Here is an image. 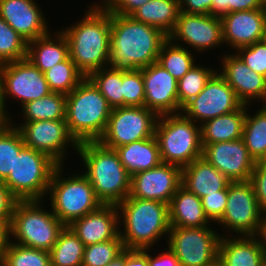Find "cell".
Wrapping results in <instances>:
<instances>
[{
  "mask_svg": "<svg viewBox=\"0 0 266 266\" xmlns=\"http://www.w3.org/2000/svg\"><path fill=\"white\" fill-rule=\"evenodd\" d=\"M154 136L163 163L183 168L202 157L201 127L182 112L160 115Z\"/></svg>",
  "mask_w": 266,
  "mask_h": 266,
  "instance_id": "cell-8",
  "label": "cell"
},
{
  "mask_svg": "<svg viewBox=\"0 0 266 266\" xmlns=\"http://www.w3.org/2000/svg\"><path fill=\"white\" fill-rule=\"evenodd\" d=\"M75 154L84 165L82 173L94 188L102 205L118 206L125 200L131 189V176L122 165L115 149L102 145L99 141L78 144ZM86 169V170H85Z\"/></svg>",
  "mask_w": 266,
  "mask_h": 266,
  "instance_id": "cell-3",
  "label": "cell"
},
{
  "mask_svg": "<svg viewBox=\"0 0 266 266\" xmlns=\"http://www.w3.org/2000/svg\"><path fill=\"white\" fill-rule=\"evenodd\" d=\"M9 241H10L9 224L6 221L0 219V259Z\"/></svg>",
  "mask_w": 266,
  "mask_h": 266,
  "instance_id": "cell-53",
  "label": "cell"
},
{
  "mask_svg": "<svg viewBox=\"0 0 266 266\" xmlns=\"http://www.w3.org/2000/svg\"><path fill=\"white\" fill-rule=\"evenodd\" d=\"M44 202L18 200L9 225L11 242L46 251L53 248L65 225L53 214L50 207L47 210L41 206Z\"/></svg>",
  "mask_w": 266,
  "mask_h": 266,
  "instance_id": "cell-6",
  "label": "cell"
},
{
  "mask_svg": "<svg viewBox=\"0 0 266 266\" xmlns=\"http://www.w3.org/2000/svg\"><path fill=\"white\" fill-rule=\"evenodd\" d=\"M168 211L170 226L203 227L211 225L203 211L201 199L182 185L170 200Z\"/></svg>",
  "mask_w": 266,
  "mask_h": 266,
  "instance_id": "cell-27",
  "label": "cell"
},
{
  "mask_svg": "<svg viewBox=\"0 0 266 266\" xmlns=\"http://www.w3.org/2000/svg\"><path fill=\"white\" fill-rule=\"evenodd\" d=\"M229 13V0H212L210 15L222 17Z\"/></svg>",
  "mask_w": 266,
  "mask_h": 266,
  "instance_id": "cell-52",
  "label": "cell"
},
{
  "mask_svg": "<svg viewBox=\"0 0 266 266\" xmlns=\"http://www.w3.org/2000/svg\"><path fill=\"white\" fill-rule=\"evenodd\" d=\"M124 249L154 248L170 231L168 204L128 196L118 206Z\"/></svg>",
  "mask_w": 266,
  "mask_h": 266,
  "instance_id": "cell-4",
  "label": "cell"
},
{
  "mask_svg": "<svg viewBox=\"0 0 266 266\" xmlns=\"http://www.w3.org/2000/svg\"><path fill=\"white\" fill-rule=\"evenodd\" d=\"M218 255L226 266H266V251L260 236L222 233Z\"/></svg>",
  "mask_w": 266,
  "mask_h": 266,
  "instance_id": "cell-24",
  "label": "cell"
},
{
  "mask_svg": "<svg viewBox=\"0 0 266 266\" xmlns=\"http://www.w3.org/2000/svg\"><path fill=\"white\" fill-rule=\"evenodd\" d=\"M227 196L228 189H223L201 198L203 211L212 224L222 218L227 204Z\"/></svg>",
  "mask_w": 266,
  "mask_h": 266,
  "instance_id": "cell-44",
  "label": "cell"
},
{
  "mask_svg": "<svg viewBox=\"0 0 266 266\" xmlns=\"http://www.w3.org/2000/svg\"><path fill=\"white\" fill-rule=\"evenodd\" d=\"M158 115L147 107L123 106L112 108L107 127L98 140L110 149L155 135Z\"/></svg>",
  "mask_w": 266,
  "mask_h": 266,
  "instance_id": "cell-12",
  "label": "cell"
},
{
  "mask_svg": "<svg viewBox=\"0 0 266 266\" xmlns=\"http://www.w3.org/2000/svg\"><path fill=\"white\" fill-rule=\"evenodd\" d=\"M180 12L189 14H210L212 0H179Z\"/></svg>",
  "mask_w": 266,
  "mask_h": 266,
  "instance_id": "cell-48",
  "label": "cell"
},
{
  "mask_svg": "<svg viewBox=\"0 0 266 266\" xmlns=\"http://www.w3.org/2000/svg\"><path fill=\"white\" fill-rule=\"evenodd\" d=\"M69 227L85 247L115 239L121 228L117 206L102 205L96 211L75 220Z\"/></svg>",
  "mask_w": 266,
  "mask_h": 266,
  "instance_id": "cell-23",
  "label": "cell"
},
{
  "mask_svg": "<svg viewBox=\"0 0 266 266\" xmlns=\"http://www.w3.org/2000/svg\"><path fill=\"white\" fill-rule=\"evenodd\" d=\"M58 164L45 153L24 147L13 171L2 182L18 200H45Z\"/></svg>",
  "mask_w": 266,
  "mask_h": 266,
  "instance_id": "cell-9",
  "label": "cell"
},
{
  "mask_svg": "<svg viewBox=\"0 0 266 266\" xmlns=\"http://www.w3.org/2000/svg\"><path fill=\"white\" fill-rule=\"evenodd\" d=\"M64 165L54 170L48 193L53 214L65 225L94 212L102 206L87 177L79 171L64 178Z\"/></svg>",
  "mask_w": 266,
  "mask_h": 266,
  "instance_id": "cell-7",
  "label": "cell"
},
{
  "mask_svg": "<svg viewBox=\"0 0 266 266\" xmlns=\"http://www.w3.org/2000/svg\"><path fill=\"white\" fill-rule=\"evenodd\" d=\"M202 157L230 182L250 181L255 160L249 155L242 138L203 145Z\"/></svg>",
  "mask_w": 266,
  "mask_h": 266,
  "instance_id": "cell-18",
  "label": "cell"
},
{
  "mask_svg": "<svg viewBox=\"0 0 266 266\" xmlns=\"http://www.w3.org/2000/svg\"><path fill=\"white\" fill-rule=\"evenodd\" d=\"M51 93L42 73L28 59L17 60L0 65V96L7 114V99L20 102L19 107L26 103L41 99ZM11 97V98H10Z\"/></svg>",
  "mask_w": 266,
  "mask_h": 266,
  "instance_id": "cell-11",
  "label": "cell"
},
{
  "mask_svg": "<svg viewBox=\"0 0 266 266\" xmlns=\"http://www.w3.org/2000/svg\"><path fill=\"white\" fill-rule=\"evenodd\" d=\"M44 76L51 92L64 95H68L85 78L70 57L45 71Z\"/></svg>",
  "mask_w": 266,
  "mask_h": 266,
  "instance_id": "cell-36",
  "label": "cell"
},
{
  "mask_svg": "<svg viewBox=\"0 0 266 266\" xmlns=\"http://www.w3.org/2000/svg\"><path fill=\"white\" fill-rule=\"evenodd\" d=\"M263 9L266 11V0H262Z\"/></svg>",
  "mask_w": 266,
  "mask_h": 266,
  "instance_id": "cell-58",
  "label": "cell"
},
{
  "mask_svg": "<svg viewBox=\"0 0 266 266\" xmlns=\"http://www.w3.org/2000/svg\"><path fill=\"white\" fill-rule=\"evenodd\" d=\"M84 248V244L72 228L65 226L49 251L51 266H81Z\"/></svg>",
  "mask_w": 266,
  "mask_h": 266,
  "instance_id": "cell-33",
  "label": "cell"
},
{
  "mask_svg": "<svg viewBox=\"0 0 266 266\" xmlns=\"http://www.w3.org/2000/svg\"><path fill=\"white\" fill-rule=\"evenodd\" d=\"M124 106L142 107L145 103L141 69H122Z\"/></svg>",
  "mask_w": 266,
  "mask_h": 266,
  "instance_id": "cell-42",
  "label": "cell"
},
{
  "mask_svg": "<svg viewBox=\"0 0 266 266\" xmlns=\"http://www.w3.org/2000/svg\"><path fill=\"white\" fill-rule=\"evenodd\" d=\"M110 53L108 67L142 69L157 62L168 36L158 28L131 16L110 13Z\"/></svg>",
  "mask_w": 266,
  "mask_h": 266,
  "instance_id": "cell-1",
  "label": "cell"
},
{
  "mask_svg": "<svg viewBox=\"0 0 266 266\" xmlns=\"http://www.w3.org/2000/svg\"><path fill=\"white\" fill-rule=\"evenodd\" d=\"M246 116V105L238 110L210 119L201 127V144L233 141L242 138L243 125Z\"/></svg>",
  "mask_w": 266,
  "mask_h": 266,
  "instance_id": "cell-29",
  "label": "cell"
},
{
  "mask_svg": "<svg viewBox=\"0 0 266 266\" xmlns=\"http://www.w3.org/2000/svg\"><path fill=\"white\" fill-rule=\"evenodd\" d=\"M115 150L130 176L152 169L162 162L155 136L122 145Z\"/></svg>",
  "mask_w": 266,
  "mask_h": 266,
  "instance_id": "cell-28",
  "label": "cell"
},
{
  "mask_svg": "<svg viewBox=\"0 0 266 266\" xmlns=\"http://www.w3.org/2000/svg\"><path fill=\"white\" fill-rule=\"evenodd\" d=\"M180 12L179 0H150L130 16L158 28L167 36L174 30Z\"/></svg>",
  "mask_w": 266,
  "mask_h": 266,
  "instance_id": "cell-30",
  "label": "cell"
},
{
  "mask_svg": "<svg viewBox=\"0 0 266 266\" xmlns=\"http://www.w3.org/2000/svg\"><path fill=\"white\" fill-rule=\"evenodd\" d=\"M141 71L145 92L144 106L158 116L181 113L177 80L157 62L142 68Z\"/></svg>",
  "mask_w": 266,
  "mask_h": 266,
  "instance_id": "cell-20",
  "label": "cell"
},
{
  "mask_svg": "<svg viewBox=\"0 0 266 266\" xmlns=\"http://www.w3.org/2000/svg\"><path fill=\"white\" fill-rule=\"evenodd\" d=\"M250 182L253 185L260 212L266 215V161L255 162Z\"/></svg>",
  "mask_w": 266,
  "mask_h": 266,
  "instance_id": "cell-45",
  "label": "cell"
},
{
  "mask_svg": "<svg viewBox=\"0 0 266 266\" xmlns=\"http://www.w3.org/2000/svg\"><path fill=\"white\" fill-rule=\"evenodd\" d=\"M193 52L184 45L180 46L173 43L168 38L160 49L157 63L178 81L196 64L197 57H194L196 53Z\"/></svg>",
  "mask_w": 266,
  "mask_h": 266,
  "instance_id": "cell-34",
  "label": "cell"
},
{
  "mask_svg": "<svg viewBox=\"0 0 266 266\" xmlns=\"http://www.w3.org/2000/svg\"><path fill=\"white\" fill-rule=\"evenodd\" d=\"M100 3L109 13L130 16L135 10L150 0H101Z\"/></svg>",
  "mask_w": 266,
  "mask_h": 266,
  "instance_id": "cell-46",
  "label": "cell"
},
{
  "mask_svg": "<svg viewBox=\"0 0 266 266\" xmlns=\"http://www.w3.org/2000/svg\"><path fill=\"white\" fill-rule=\"evenodd\" d=\"M149 251L151 248H148V266H180L179 260L169 247L155 256Z\"/></svg>",
  "mask_w": 266,
  "mask_h": 266,
  "instance_id": "cell-49",
  "label": "cell"
},
{
  "mask_svg": "<svg viewBox=\"0 0 266 266\" xmlns=\"http://www.w3.org/2000/svg\"><path fill=\"white\" fill-rule=\"evenodd\" d=\"M79 21L62 28L69 44V57L88 77L108 67L110 53V13L99 3H92Z\"/></svg>",
  "mask_w": 266,
  "mask_h": 266,
  "instance_id": "cell-2",
  "label": "cell"
},
{
  "mask_svg": "<svg viewBox=\"0 0 266 266\" xmlns=\"http://www.w3.org/2000/svg\"><path fill=\"white\" fill-rule=\"evenodd\" d=\"M25 146L19 129L11 122L0 129V182L13 171L15 157Z\"/></svg>",
  "mask_w": 266,
  "mask_h": 266,
  "instance_id": "cell-37",
  "label": "cell"
},
{
  "mask_svg": "<svg viewBox=\"0 0 266 266\" xmlns=\"http://www.w3.org/2000/svg\"><path fill=\"white\" fill-rule=\"evenodd\" d=\"M11 115H8L3 103H2V99L0 96V129L4 128L5 126H7L10 122H11Z\"/></svg>",
  "mask_w": 266,
  "mask_h": 266,
  "instance_id": "cell-54",
  "label": "cell"
},
{
  "mask_svg": "<svg viewBox=\"0 0 266 266\" xmlns=\"http://www.w3.org/2000/svg\"><path fill=\"white\" fill-rule=\"evenodd\" d=\"M263 216L250 181L231 182L228 185L225 212L217 222L222 230L227 229L225 236H232L233 233L234 236H259Z\"/></svg>",
  "mask_w": 266,
  "mask_h": 266,
  "instance_id": "cell-10",
  "label": "cell"
},
{
  "mask_svg": "<svg viewBox=\"0 0 266 266\" xmlns=\"http://www.w3.org/2000/svg\"><path fill=\"white\" fill-rule=\"evenodd\" d=\"M124 250L120 235L109 241L88 245L84 248L81 266H106Z\"/></svg>",
  "mask_w": 266,
  "mask_h": 266,
  "instance_id": "cell-41",
  "label": "cell"
},
{
  "mask_svg": "<svg viewBox=\"0 0 266 266\" xmlns=\"http://www.w3.org/2000/svg\"><path fill=\"white\" fill-rule=\"evenodd\" d=\"M221 21L223 44L236 51L262 41L266 29V11L252 9L231 12L222 16Z\"/></svg>",
  "mask_w": 266,
  "mask_h": 266,
  "instance_id": "cell-21",
  "label": "cell"
},
{
  "mask_svg": "<svg viewBox=\"0 0 266 266\" xmlns=\"http://www.w3.org/2000/svg\"><path fill=\"white\" fill-rule=\"evenodd\" d=\"M0 266H51L49 251L8 242Z\"/></svg>",
  "mask_w": 266,
  "mask_h": 266,
  "instance_id": "cell-38",
  "label": "cell"
},
{
  "mask_svg": "<svg viewBox=\"0 0 266 266\" xmlns=\"http://www.w3.org/2000/svg\"><path fill=\"white\" fill-rule=\"evenodd\" d=\"M242 105L233 88L216 71L204 89L182 108V113L201 125L215 117L232 113Z\"/></svg>",
  "mask_w": 266,
  "mask_h": 266,
  "instance_id": "cell-15",
  "label": "cell"
},
{
  "mask_svg": "<svg viewBox=\"0 0 266 266\" xmlns=\"http://www.w3.org/2000/svg\"><path fill=\"white\" fill-rule=\"evenodd\" d=\"M182 183V168L161 162L158 166L131 176L129 196L169 204Z\"/></svg>",
  "mask_w": 266,
  "mask_h": 266,
  "instance_id": "cell-17",
  "label": "cell"
},
{
  "mask_svg": "<svg viewBox=\"0 0 266 266\" xmlns=\"http://www.w3.org/2000/svg\"><path fill=\"white\" fill-rule=\"evenodd\" d=\"M17 202L18 199L0 182V219L6 221L9 225Z\"/></svg>",
  "mask_w": 266,
  "mask_h": 266,
  "instance_id": "cell-47",
  "label": "cell"
},
{
  "mask_svg": "<svg viewBox=\"0 0 266 266\" xmlns=\"http://www.w3.org/2000/svg\"><path fill=\"white\" fill-rule=\"evenodd\" d=\"M125 266H148V248L125 249Z\"/></svg>",
  "mask_w": 266,
  "mask_h": 266,
  "instance_id": "cell-50",
  "label": "cell"
},
{
  "mask_svg": "<svg viewBox=\"0 0 266 266\" xmlns=\"http://www.w3.org/2000/svg\"><path fill=\"white\" fill-rule=\"evenodd\" d=\"M204 266H226L223 260L217 255L213 260L205 264Z\"/></svg>",
  "mask_w": 266,
  "mask_h": 266,
  "instance_id": "cell-57",
  "label": "cell"
},
{
  "mask_svg": "<svg viewBox=\"0 0 266 266\" xmlns=\"http://www.w3.org/2000/svg\"><path fill=\"white\" fill-rule=\"evenodd\" d=\"M35 0H0V17L27 42L51 32Z\"/></svg>",
  "mask_w": 266,
  "mask_h": 266,
  "instance_id": "cell-22",
  "label": "cell"
},
{
  "mask_svg": "<svg viewBox=\"0 0 266 266\" xmlns=\"http://www.w3.org/2000/svg\"><path fill=\"white\" fill-rule=\"evenodd\" d=\"M49 32L27 44V56L42 73L69 57V44L62 31ZM55 35V36H54Z\"/></svg>",
  "mask_w": 266,
  "mask_h": 266,
  "instance_id": "cell-26",
  "label": "cell"
},
{
  "mask_svg": "<svg viewBox=\"0 0 266 266\" xmlns=\"http://www.w3.org/2000/svg\"><path fill=\"white\" fill-rule=\"evenodd\" d=\"M28 42L0 17V65L25 59Z\"/></svg>",
  "mask_w": 266,
  "mask_h": 266,
  "instance_id": "cell-40",
  "label": "cell"
},
{
  "mask_svg": "<svg viewBox=\"0 0 266 266\" xmlns=\"http://www.w3.org/2000/svg\"><path fill=\"white\" fill-rule=\"evenodd\" d=\"M11 123L19 129L26 147L45 153L58 165L66 164L68 147L77 152L78 143L70 135L65 120H39L16 125L12 116Z\"/></svg>",
  "mask_w": 266,
  "mask_h": 266,
  "instance_id": "cell-14",
  "label": "cell"
},
{
  "mask_svg": "<svg viewBox=\"0 0 266 266\" xmlns=\"http://www.w3.org/2000/svg\"><path fill=\"white\" fill-rule=\"evenodd\" d=\"M111 112L112 107L88 77L66 95L65 121L78 144L98 141L106 130Z\"/></svg>",
  "mask_w": 266,
  "mask_h": 266,
  "instance_id": "cell-5",
  "label": "cell"
},
{
  "mask_svg": "<svg viewBox=\"0 0 266 266\" xmlns=\"http://www.w3.org/2000/svg\"><path fill=\"white\" fill-rule=\"evenodd\" d=\"M252 9H263L262 0H229V13Z\"/></svg>",
  "mask_w": 266,
  "mask_h": 266,
  "instance_id": "cell-51",
  "label": "cell"
},
{
  "mask_svg": "<svg viewBox=\"0 0 266 266\" xmlns=\"http://www.w3.org/2000/svg\"><path fill=\"white\" fill-rule=\"evenodd\" d=\"M20 112L24 118L22 122L65 120L66 95L51 92L41 99L26 103L21 107Z\"/></svg>",
  "mask_w": 266,
  "mask_h": 266,
  "instance_id": "cell-32",
  "label": "cell"
},
{
  "mask_svg": "<svg viewBox=\"0 0 266 266\" xmlns=\"http://www.w3.org/2000/svg\"><path fill=\"white\" fill-rule=\"evenodd\" d=\"M106 266H125V250Z\"/></svg>",
  "mask_w": 266,
  "mask_h": 266,
  "instance_id": "cell-55",
  "label": "cell"
},
{
  "mask_svg": "<svg viewBox=\"0 0 266 266\" xmlns=\"http://www.w3.org/2000/svg\"><path fill=\"white\" fill-rule=\"evenodd\" d=\"M168 38L177 45L186 44L188 50L194 48V53L203 55L207 50L210 52L224 45L221 18L210 14L179 12L175 28Z\"/></svg>",
  "mask_w": 266,
  "mask_h": 266,
  "instance_id": "cell-16",
  "label": "cell"
},
{
  "mask_svg": "<svg viewBox=\"0 0 266 266\" xmlns=\"http://www.w3.org/2000/svg\"><path fill=\"white\" fill-rule=\"evenodd\" d=\"M262 239L265 251H266V215L263 216L262 229L259 235Z\"/></svg>",
  "mask_w": 266,
  "mask_h": 266,
  "instance_id": "cell-56",
  "label": "cell"
},
{
  "mask_svg": "<svg viewBox=\"0 0 266 266\" xmlns=\"http://www.w3.org/2000/svg\"><path fill=\"white\" fill-rule=\"evenodd\" d=\"M223 55L217 71L233 88L237 98L244 105L259 101L266 104V77L252 71L235 52Z\"/></svg>",
  "mask_w": 266,
  "mask_h": 266,
  "instance_id": "cell-19",
  "label": "cell"
},
{
  "mask_svg": "<svg viewBox=\"0 0 266 266\" xmlns=\"http://www.w3.org/2000/svg\"><path fill=\"white\" fill-rule=\"evenodd\" d=\"M88 78L94 83L112 108L124 106L122 69L101 68L92 72Z\"/></svg>",
  "mask_w": 266,
  "mask_h": 266,
  "instance_id": "cell-35",
  "label": "cell"
},
{
  "mask_svg": "<svg viewBox=\"0 0 266 266\" xmlns=\"http://www.w3.org/2000/svg\"><path fill=\"white\" fill-rule=\"evenodd\" d=\"M262 41L266 44V29H265V33L263 35Z\"/></svg>",
  "mask_w": 266,
  "mask_h": 266,
  "instance_id": "cell-59",
  "label": "cell"
},
{
  "mask_svg": "<svg viewBox=\"0 0 266 266\" xmlns=\"http://www.w3.org/2000/svg\"><path fill=\"white\" fill-rule=\"evenodd\" d=\"M221 235L212 226H170L166 247L176 255L180 266H204L218 255Z\"/></svg>",
  "mask_w": 266,
  "mask_h": 266,
  "instance_id": "cell-13",
  "label": "cell"
},
{
  "mask_svg": "<svg viewBox=\"0 0 266 266\" xmlns=\"http://www.w3.org/2000/svg\"><path fill=\"white\" fill-rule=\"evenodd\" d=\"M230 180L203 157L182 168L181 185L200 199L207 194L228 189Z\"/></svg>",
  "mask_w": 266,
  "mask_h": 266,
  "instance_id": "cell-25",
  "label": "cell"
},
{
  "mask_svg": "<svg viewBox=\"0 0 266 266\" xmlns=\"http://www.w3.org/2000/svg\"><path fill=\"white\" fill-rule=\"evenodd\" d=\"M246 105V116L243 125L242 139L249 155L256 161H266V104L259 105L258 111L252 114Z\"/></svg>",
  "mask_w": 266,
  "mask_h": 266,
  "instance_id": "cell-31",
  "label": "cell"
},
{
  "mask_svg": "<svg viewBox=\"0 0 266 266\" xmlns=\"http://www.w3.org/2000/svg\"><path fill=\"white\" fill-rule=\"evenodd\" d=\"M217 68L196 63L181 79L177 81L178 103L183 108L205 87L207 81Z\"/></svg>",
  "mask_w": 266,
  "mask_h": 266,
  "instance_id": "cell-39",
  "label": "cell"
},
{
  "mask_svg": "<svg viewBox=\"0 0 266 266\" xmlns=\"http://www.w3.org/2000/svg\"><path fill=\"white\" fill-rule=\"evenodd\" d=\"M235 53L252 71L266 77V44L263 41L238 48Z\"/></svg>",
  "mask_w": 266,
  "mask_h": 266,
  "instance_id": "cell-43",
  "label": "cell"
}]
</instances>
